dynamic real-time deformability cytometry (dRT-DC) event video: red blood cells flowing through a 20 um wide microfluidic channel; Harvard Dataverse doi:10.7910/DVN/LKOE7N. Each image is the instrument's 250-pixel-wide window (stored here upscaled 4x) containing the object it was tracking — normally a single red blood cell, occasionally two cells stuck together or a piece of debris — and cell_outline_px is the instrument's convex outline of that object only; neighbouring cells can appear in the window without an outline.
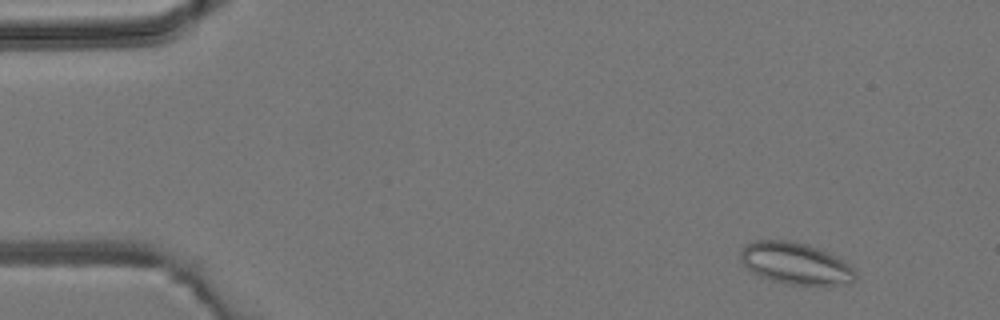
{"species": "common noctule bat (a hibernating species)", "species_latin": "Nyctalus noctula", "temperature_condition": "room temperature", "stored_images_in_passage": 5, "camera_frame_rate_fps": 3000, "um_per_image_px": 0.085, "animal": {"sex": "male", "body_mass_g": 19.2, "forearm_length_mm": 51.8}, "frame": {"image": 1, "passage_image": 2, "time_ms": 1.0, "image_size_px": [1000, 320], "cell_outline_px": [[856, 280], [848, 284], [788, 284], [772, 280], [760, 276], [752, 272], [740, 260], [740, 248], [744, 244], [752, 240], [792, 240], [808, 244], [828, 252], [852, 264], [856, 272]], "centroid_in_image_um": [67.62, 22.36], "position_along_channel_um": 17.4, "area_um2": 28.26}}